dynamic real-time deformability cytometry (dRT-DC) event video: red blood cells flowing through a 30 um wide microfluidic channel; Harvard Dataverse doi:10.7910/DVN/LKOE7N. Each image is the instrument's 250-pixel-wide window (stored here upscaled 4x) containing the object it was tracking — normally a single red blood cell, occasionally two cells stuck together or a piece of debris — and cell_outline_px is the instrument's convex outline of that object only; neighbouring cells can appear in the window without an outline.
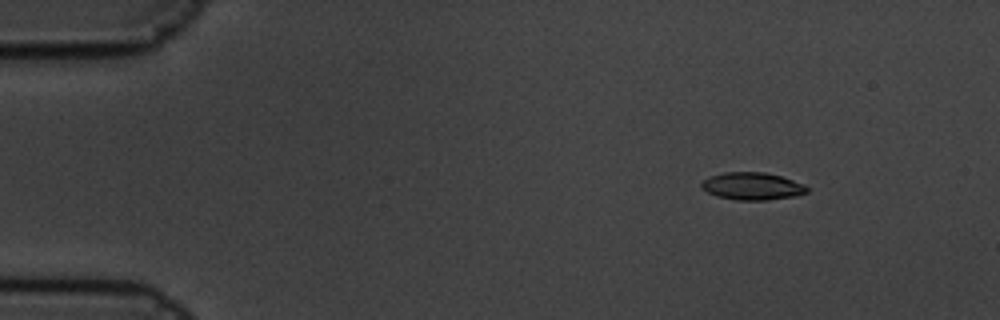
{"species": "common noctule bat (a hibernating species)", "species_latin": "Nyctalus noctula", "temperature_condition": "cold", "stored_images_in_passage": 5, "camera_frame_rate_fps": 3000, "um_per_image_px": 0.085, "animal": {"sex": "male", "body_mass_g": 19.5, "forearm_length_mm": 54.6}, "frame": {"image": 1, "passage_image": 3, "time_ms": 0.667, "image_size_px": [1000, 320], "cell_outline_px": [[808, 192], [796, 196], [768, 200], [736, 200], [716, 196], [708, 192], [700, 184], [704, 180], [712, 176], [724, 172], [764, 172], [780, 176], [804, 184], [808, 188]], "centroid_in_image_um": [63.97, 15.83], "position_along_channel_um": 21.0, "area_um2": 16.76}}